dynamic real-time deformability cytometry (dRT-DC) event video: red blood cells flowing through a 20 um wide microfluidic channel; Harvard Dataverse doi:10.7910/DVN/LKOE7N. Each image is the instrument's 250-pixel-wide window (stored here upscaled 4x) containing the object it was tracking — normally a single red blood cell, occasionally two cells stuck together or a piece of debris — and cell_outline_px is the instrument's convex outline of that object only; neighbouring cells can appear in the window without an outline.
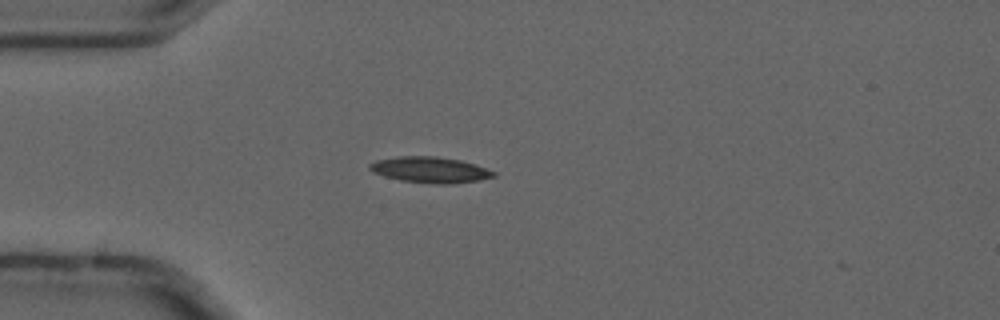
{"species": "common noctule bat (a hibernating species)", "species_latin": "Nyctalus noctula", "temperature_condition": "cold", "stored_images_in_passage": 3, "camera_frame_rate_fps": 3000, "um_per_image_px": 0.085, "animal": {"sex": "male", "forearm_length_mm": 52.5}, "frame": {"image": 1, "passage_image": 2, "time_ms": 0.333, "image_size_px": [1000, 320], "cell_outline_px": [[496, 176], [476, 180], [452, 184], [436, 184], [400, 180], [384, 176], [372, 172], [368, 168], [368, 164], [376, 160], [400, 156], [436, 156], [460, 160], [496, 172]], "centroid_in_image_um": [36.5, 14.43], "position_along_channel_um": 48.5, "area_um2": 18.55}}